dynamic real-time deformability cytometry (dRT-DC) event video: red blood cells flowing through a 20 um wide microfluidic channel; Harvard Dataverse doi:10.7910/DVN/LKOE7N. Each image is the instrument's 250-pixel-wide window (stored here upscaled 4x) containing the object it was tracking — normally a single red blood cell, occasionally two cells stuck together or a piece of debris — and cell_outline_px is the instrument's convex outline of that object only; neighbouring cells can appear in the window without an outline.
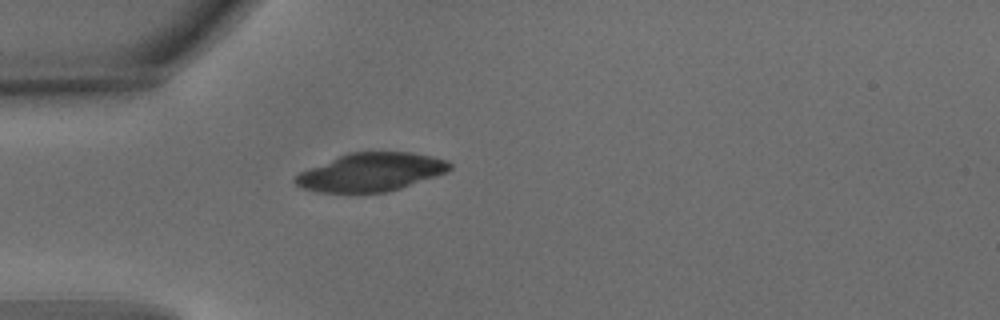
{"species": "common noctule bat (a hibernating species)", "species_latin": "Nyctalus noctula", "temperature_condition": "warm", "stored_images_in_passage": 1, "camera_frame_rate_fps": 3000, "um_per_image_px": 0.085, "animal": {"sex": "male", "body_mass_g": 15.6}, "frame": {"image": 1, "passage_image": 1, "time_ms": 0.0, "image_size_px": [1000, 320], "cell_outline_px": [[452, 168], [448, 172], [388, 192], [316, 192], [304, 188], [296, 184], [292, 180], [300, 172], [308, 168], [348, 152], [412, 152], [432, 156], [448, 160], [452, 164]], "centroid_in_image_um": [31.56, 14.62], "position_along_channel_um": 53.4, "area_um2": 34.45}}